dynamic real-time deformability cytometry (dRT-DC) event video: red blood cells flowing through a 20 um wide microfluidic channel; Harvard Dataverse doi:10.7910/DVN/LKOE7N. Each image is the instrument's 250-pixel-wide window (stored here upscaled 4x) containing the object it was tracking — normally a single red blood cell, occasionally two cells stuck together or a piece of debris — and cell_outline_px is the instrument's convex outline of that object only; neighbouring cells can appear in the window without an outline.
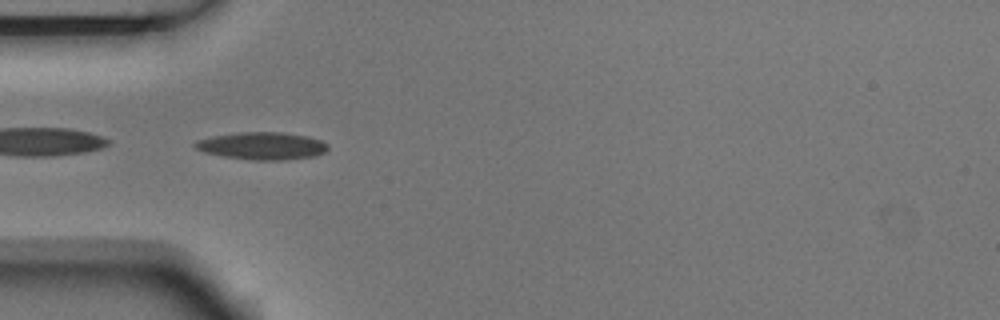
{"species": "Egyptian fruit bat (a non-hibernating species)", "species_latin": "Rousettus aegyptiacus", "temperature_condition": "room temperature", "stored_images_in_passage": 7, "camera_frame_rate_fps": 3000, "um_per_image_px": 0.085, "animal": {"sex": "male"}, "frame": {"image": 1, "passage_image": 4, "time_ms": 1.0, "image_size_px": [1000, 320], "cell_outline_px": [[328, 148], [324, 152], [316, 156], [284, 160], [256, 160], [224, 156], [204, 152], [196, 148], [192, 144], [196, 140], [212, 136], [240, 132], [280, 132], [308, 136], [320, 140], [328, 144]], "centroid_in_image_um": [22.28, 12.39], "position_along_channel_um": 62.7, "area_um2": 21.21}}
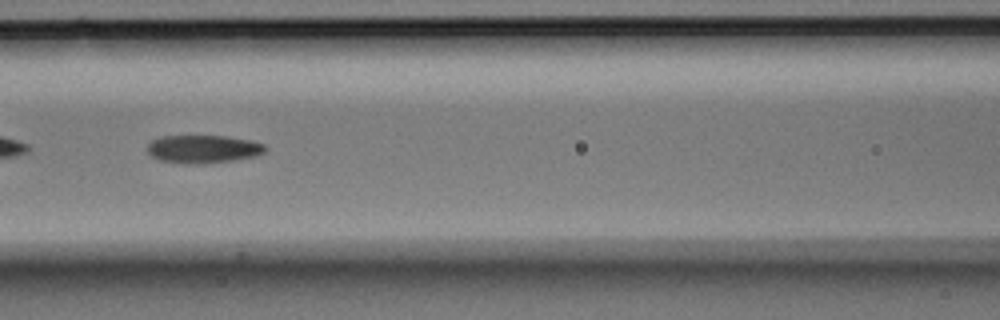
{"frame": {"image": 2, "passage_image": 6, "time_ms": 1.667, "image_size_px": [1000, 320], "cell_outline_px": [[268, 148], [264, 152], [256, 156], [232, 160], [204, 164], [184, 164], [160, 160], [152, 156], [148, 152], [148, 144], [152, 140], [160, 136], [224, 136], [252, 140], [264, 144]], "centroid_in_image_um": [17.28, 12.67], "position_along_channel_um": 149.3, "area_um2": 19.36}}
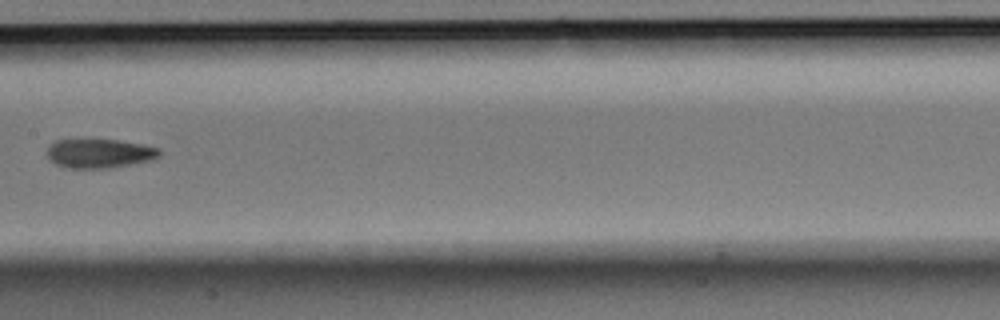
{"frame": {"image": 3, "passage_image": 7, "time_ms": 2.0, "image_size_px": [1000, 320], "cell_outline_px": [[164, 152], [160, 156], [152, 160], [112, 168], [68, 168], [56, 164], [48, 160], [48, 144], [56, 140], [116, 140], [140, 144], [160, 148]], "centroid_in_image_um": [8.48, 13.05], "position_along_channel_um": 198.9, "area_um2": 19.19}}